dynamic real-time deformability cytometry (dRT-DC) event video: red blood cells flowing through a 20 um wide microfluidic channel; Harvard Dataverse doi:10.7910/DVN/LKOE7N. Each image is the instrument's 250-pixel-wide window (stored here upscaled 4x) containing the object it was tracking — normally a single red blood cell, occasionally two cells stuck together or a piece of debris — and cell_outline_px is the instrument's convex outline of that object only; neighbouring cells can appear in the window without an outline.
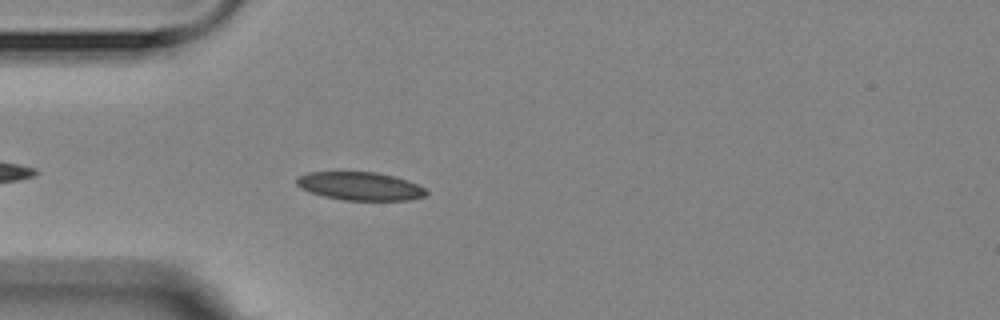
{"species": "Egyptian fruit bat (a non-hibernating species)", "species_latin": "Rousettus aegyptiacus", "temperature_condition": "room temperature", "stored_images_in_passage": 4, "camera_frame_rate_fps": 3000, "um_per_image_px": 0.085, "animal": {"sex": "female"}, "frame": {"image": 1, "passage_image": 4, "time_ms": 3.333, "image_size_px": [1000, 320], "cell_outline_px": [[428, 192], [424, 196], [408, 200], [340, 200], [324, 196], [300, 188], [296, 184], [296, 180], [300, 176], [308, 172], [376, 172], [408, 180], [424, 188]], "centroid_in_image_um": [30.6, 15.82], "position_along_channel_um": 54.4, "area_um2": 21.15}}